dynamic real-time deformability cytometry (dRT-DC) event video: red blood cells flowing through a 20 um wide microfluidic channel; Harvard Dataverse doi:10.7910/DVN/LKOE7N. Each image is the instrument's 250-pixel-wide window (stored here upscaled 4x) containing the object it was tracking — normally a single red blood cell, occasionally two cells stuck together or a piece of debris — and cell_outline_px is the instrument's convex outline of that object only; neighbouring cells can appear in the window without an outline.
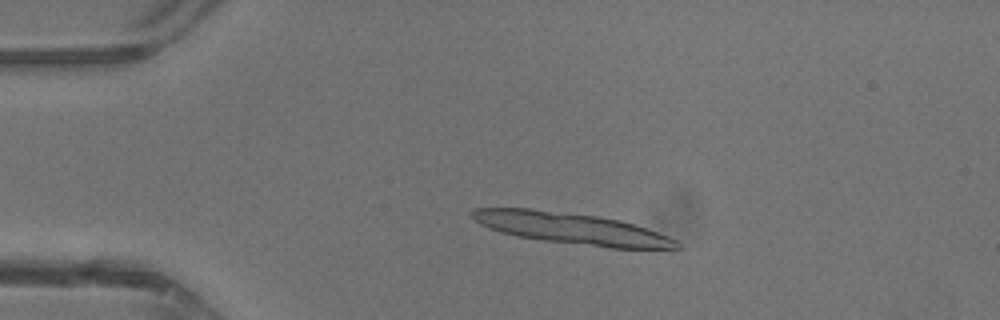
{"species": "common noctule bat (a hibernating species)", "species_latin": "Nyctalus noctula", "temperature_condition": "warm", "stored_images_in_passage": 31, "segment_of_instrument_passage": [1, 2], "camera_frame_rate_fps": 3000, "um_per_image_px": 0.085, "animal": {"sex": "male", "body_mass_g": 13.3}, "frame": {"image": 1, "passage_image": 10, "time_ms": 3.0, "image_size_px": [1000, 320], "cell_outline_px": [[680, 248], [608, 248], [544, 240], [516, 236], [500, 232], [488, 228], [480, 224], [468, 212], [472, 208], [532, 208], [596, 216], [620, 220], [668, 236], [676, 240], [680, 244]], "centroid_in_image_um": [48.51, 19.41], "position_along_channel_um": 36.5, "area_um2": 37.05}}